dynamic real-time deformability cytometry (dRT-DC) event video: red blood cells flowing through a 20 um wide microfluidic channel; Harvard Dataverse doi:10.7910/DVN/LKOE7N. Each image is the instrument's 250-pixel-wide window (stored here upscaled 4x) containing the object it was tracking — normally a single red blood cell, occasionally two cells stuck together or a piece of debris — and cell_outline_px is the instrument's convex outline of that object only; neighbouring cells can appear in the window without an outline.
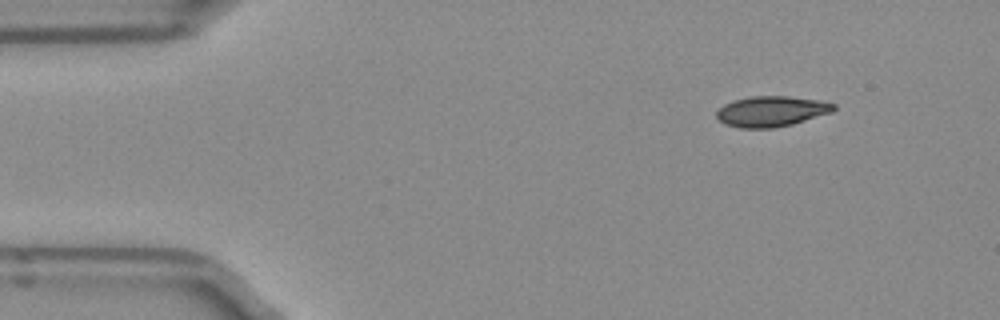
{"species": "Egyptian fruit bat (a non-hibernating species)", "species_latin": "Rousettus aegyptiacus", "temperature_condition": "room temperature", "stored_images_in_passage": 46, "camera_frame_rate_fps": 3000, "um_per_image_px": 0.085, "frame": {"image": 1, "passage_image": 1, "time_ms": 0.0, "image_size_px": [1000, 320], "cell_outline_px": [[836, 108], [832, 112], [792, 124], [772, 128], [740, 128], [724, 124], [716, 116], [716, 112], [724, 104], [736, 100], [752, 96], [788, 96], [820, 100], [836, 104]], "centroid_in_image_um": [65.58, 9.46], "position_along_channel_um": 19.4, "area_um2": 20.75}}
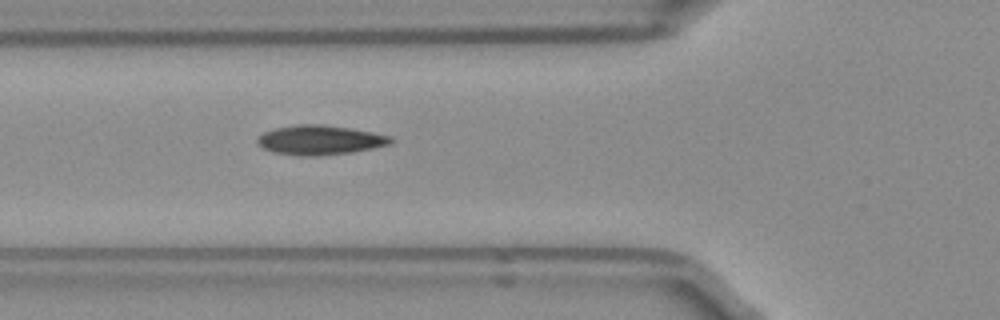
{"frame": {"image": 2, "passage_image": 13, "time_ms": 4.0, "image_size_px": [1000, 320], "cell_outline_px": [[392, 144], [352, 152], [320, 156], [300, 156], [272, 152], [264, 148], [256, 140], [264, 132], [276, 128], [296, 124], [324, 124], [352, 128], [392, 136]], "centroid_in_image_um": [27.22, 11.9], "position_along_channel_um": 98.6, "area_um2": 23.0}}
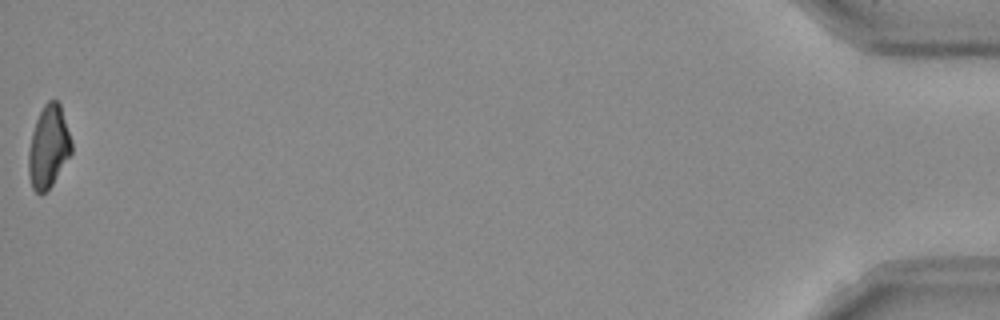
{"frame": {"image": 3, "passage_image": 46, "time_ms": 15.0, "image_size_px": [1000, 320], "cell_outline_px": [[72, 152], [52, 184], [44, 192], [36, 192], [32, 188], [28, 172], [28, 152], [32, 132], [36, 120], [44, 104], [48, 100], [56, 100], [60, 104], [72, 140]], "centroid_in_image_um": [4.12, 12.46], "position_along_channel_um": 431.1, "area_um2": 20.46}, "authors_computed_cell_mechanics": {"area_um2": 21.5016, "velocity_mm_per_s": 3.9677, "shape_relaxation_time_tau1_ms": 7.1715, "shape_relaxation_time_tau2_ms": 3.5319, "deformation_change_tau1": 0.1873, "deformation_change_tau2": 0.0898}}